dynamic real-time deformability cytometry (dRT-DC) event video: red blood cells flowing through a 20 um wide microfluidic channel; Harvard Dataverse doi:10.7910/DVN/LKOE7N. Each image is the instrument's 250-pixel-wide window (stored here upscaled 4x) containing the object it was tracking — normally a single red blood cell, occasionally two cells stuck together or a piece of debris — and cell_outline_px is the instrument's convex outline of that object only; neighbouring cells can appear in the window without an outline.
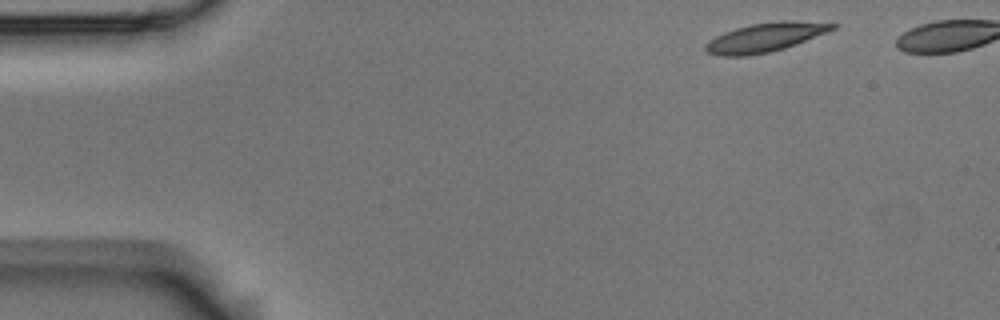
{"species": "Egyptian fruit bat (a non-hibernating species)", "species_latin": "Rousettus aegyptiacus", "temperature_condition": "room temperature", "stored_images_in_passage": 5, "camera_frame_rate_fps": 3000, "um_per_image_px": 0.085, "animal": {"sex": "male"}, "frame": {"image": 1, "passage_image": 1, "time_ms": 0.0, "image_size_px": [1000, 320], "cell_outline_px": [[840, 24], [836, 28], [796, 44], [784, 48], [768, 52], [744, 56], [720, 56], [708, 52], [704, 48], [704, 44], [708, 40], [724, 32], [736, 28], [752, 24], [780, 20], [796, 20]], "centroid_in_image_um": [65.04, 3.16], "position_along_channel_um": 20.0, "area_um2": 21.39}}
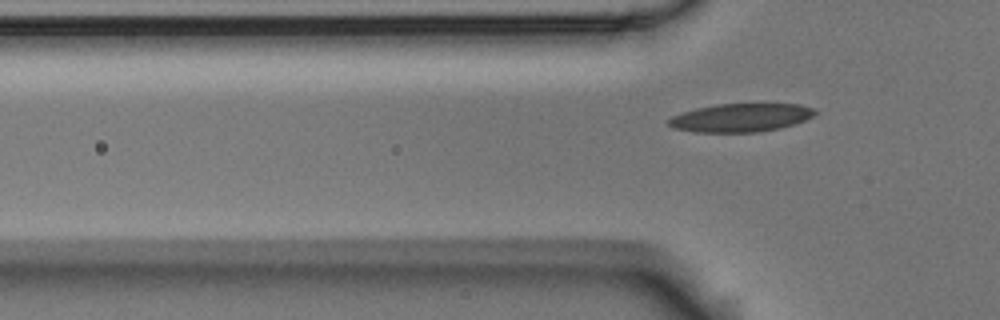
{"frame": {"image": 2, "passage_image": 5, "time_ms": 1.333, "image_size_px": [1000, 320], "cell_outline_px": [[816, 112], [812, 116], [804, 120], [780, 128], [760, 132], [692, 132], [672, 128], [668, 124], [668, 120], [672, 116], [696, 108], [716, 104], [800, 104], [816, 108]], "centroid_in_image_um": [62.95, 10.0], "position_along_channel_um": 62.8, "area_um2": 24.16}}